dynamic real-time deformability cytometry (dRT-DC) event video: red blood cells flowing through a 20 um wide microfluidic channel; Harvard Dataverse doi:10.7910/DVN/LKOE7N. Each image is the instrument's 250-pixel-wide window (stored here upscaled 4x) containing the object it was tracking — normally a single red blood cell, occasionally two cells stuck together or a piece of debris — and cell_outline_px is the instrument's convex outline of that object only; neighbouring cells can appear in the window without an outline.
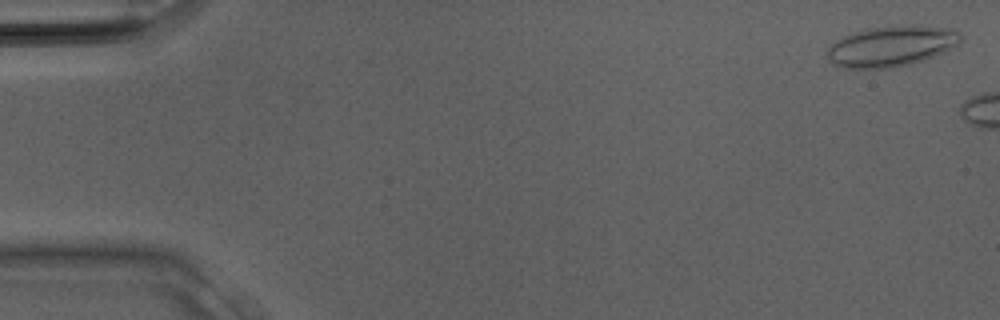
{"species": "Egyptian fruit bat (a non-hibernating species)", "species_latin": "Rousettus aegyptiacus", "temperature_condition": "room temperature", "stored_images_in_passage": 4, "camera_frame_rate_fps": 3000, "um_per_image_px": 0.085, "animal": {"sex": "male"}, "frame": {"image": 1, "passage_image": 1, "time_ms": 0.0, "image_size_px": [1000, 320], "cell_outline_px": [[964, 36], [956, 44], [944, 52], [924, 60], [912, 64], [888, 68], [844, 68], [832, 64], [828, 60], [828, 48], [836, 40], [844, 36], [868, 28], [912, 24], [920, 24], [956, 28]], "centroid_in_image_um": [75.82, 3.9], "position_along_channel_um": 9.2, "area_um2": 31.96}}